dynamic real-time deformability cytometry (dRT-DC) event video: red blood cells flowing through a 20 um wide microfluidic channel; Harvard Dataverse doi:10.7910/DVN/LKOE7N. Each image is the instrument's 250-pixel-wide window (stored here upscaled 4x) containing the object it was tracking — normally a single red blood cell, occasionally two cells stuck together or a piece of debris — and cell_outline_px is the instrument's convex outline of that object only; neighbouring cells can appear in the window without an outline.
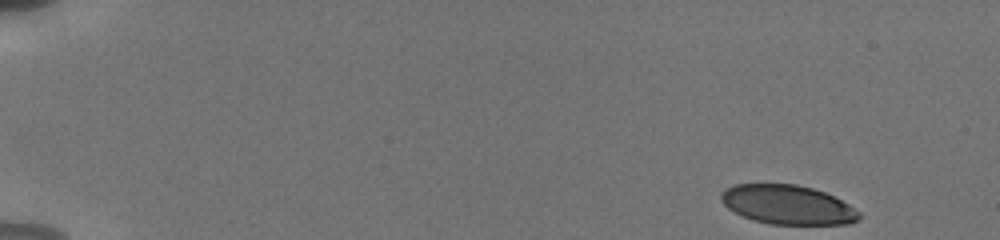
{"species": "human", "species_latin": "Homo sapiens", "temperature_condition": "cold", "stored_images_in_passage": 19, "camera_frame_rate_fps": 3000, "um_per_image_px": 0.085, "donor": {"sex": "male"}, "frame": {"image": 1, "passage_image": 1, "time_ms": 0.0, "image_size_px": [1000, 240], "cell_outline_px": [[864, 216], [860, 220], [848, 224], [768, 224], [752, 220], [728, 208], [720, 200], [720, 192], [724, 188], [736, 184], [796, 184], [812, 188], [824, 192], [848, 204], [860, 212]], "centroid_in_image_um": [66.95, 17.4], "position_along_channel_um": 18.0, "area_um2": 31.67}}
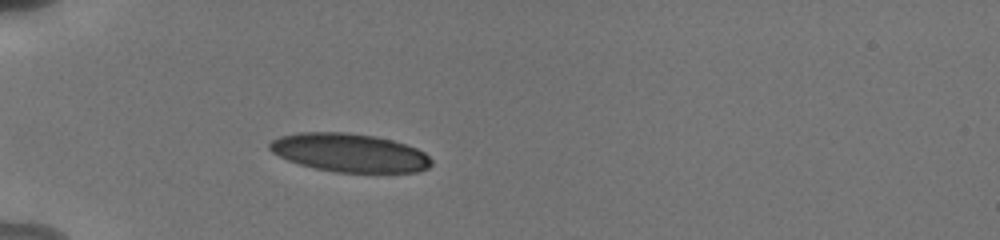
{"frame": {"image": 2, "passage_image": 14, "time_ms": 4.333, "image_size_px": [1000, 240], "cell_outline_px": [[432, 164], [428, 168], [416, 172], [336, 172], [316, 168], [300, 164], [288, 160], [272, 152], [268, 148], [268, 144], [272, 140], [280, 136], [300, 132], [344, 132], [376, 136], [392, 140], [416, 148], [424, 152], [432, 160]], "centroid_in_image_um": [29.7, 12.97], "position_along_channel_um": 55.3, "area_um2": 36.13}}
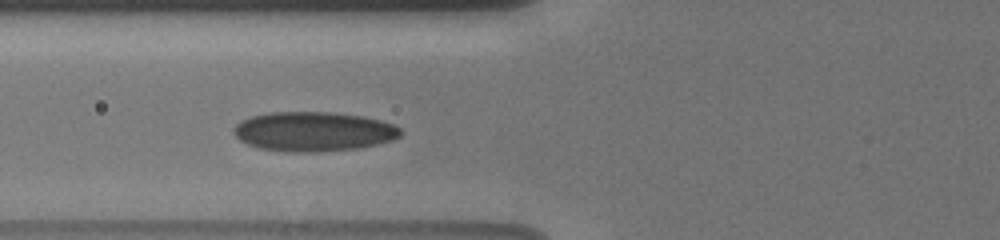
{"frame": {"image": 3, "passage_image": 19, "time_ms": 6.0, "image_size_px": [1000, 240], "cell_outline_px": [[400, 136], [392, 140], [360, 148], [320, 152], [284, 152], [256, 148], [240, 140], [232, 132], [232, 128], [240, 120], [252, 116], [268, 112], [332, 112], [364, 116], [380, 120], [392, 124], [400, 128]], "centroid_in_image_um": [26.61, 11.18], "position_along_channel_um": 99.2, "area_um2": 38.78}}